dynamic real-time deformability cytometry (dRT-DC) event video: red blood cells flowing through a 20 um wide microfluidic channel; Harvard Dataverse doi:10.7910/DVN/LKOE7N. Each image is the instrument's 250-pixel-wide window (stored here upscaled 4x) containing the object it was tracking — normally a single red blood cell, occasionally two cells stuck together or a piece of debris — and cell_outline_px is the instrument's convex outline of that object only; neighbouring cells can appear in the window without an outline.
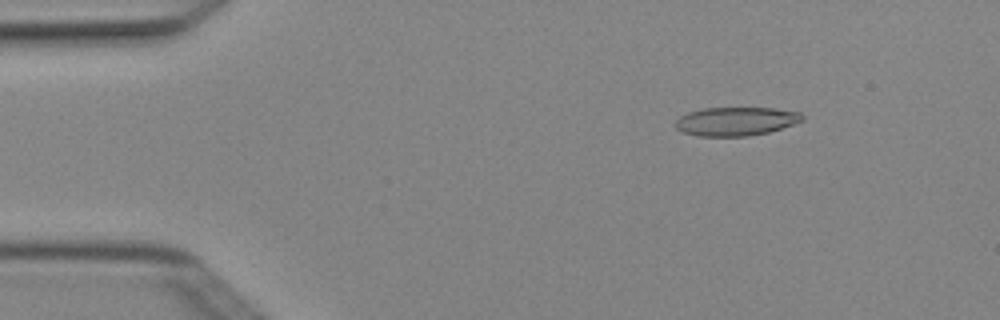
{"species": "Egyptian fruit bat (a non-hibernating species)", "species_latin": "Rousettus aegyptiacus", "temperature_condition": "cold", "stored_images_in_passage": 5, "camera_frame_rate_fps": 3000, "um_per_image_px": 0.085, "animal": {"sex": "female"}, "frame": {"image": 1, "passage_image": 2, "time_ms": 0.333, "image_size_px": [1000, 320], "cell_outline_px": [[804, 120], [768, 132], [748, 136], [696, 136], [684, 132], [676, 128], [676, 120], [680, 116], [688, 112], [704, 108], [776, 108], [800, 112], [804, 116]], "centroid_in_image_um": [62.55, 10.31], "position_along_channel_um": 22.4, "area_um2": 21.1}}